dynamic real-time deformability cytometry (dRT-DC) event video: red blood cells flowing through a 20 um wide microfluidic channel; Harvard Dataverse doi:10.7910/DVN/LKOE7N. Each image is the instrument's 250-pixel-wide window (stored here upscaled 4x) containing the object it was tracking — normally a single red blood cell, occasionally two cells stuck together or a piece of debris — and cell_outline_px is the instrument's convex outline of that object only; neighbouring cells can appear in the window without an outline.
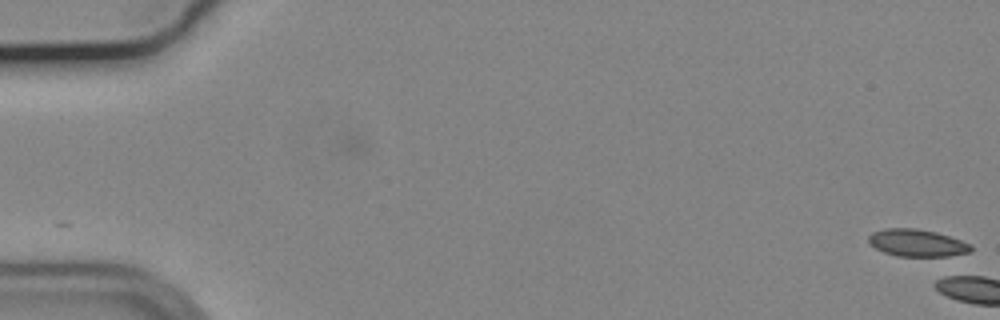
{"species": "common noctule bat (a hibernating species)", "species_latin": "Nyctalus noctula", "temperature_condition": "cold", "stored_images_in_passage": 2, "camera_frame_rate_fps": 3000, "um_per_image_px": 0.085, "animal": {"sex": "male", "body_mass_g": 19.2, "forearm_length_mm": 51.8}, "frame": {"image": 1, "passage_image": 2, "time_ms": 0.333, "image_size_px": [1000, 320], "cell_outline_px": [[972, 252], [948, 256], [896, 256], [884, 252], [868, 244], [868, 236], [872, 232], [884, 228], [916, 228], [936, 232], [972, 244]], "centroid_in_image_um": [77.93, 20.64], "position_along_channel_um": 7.1, "area_um2": 16.36}}